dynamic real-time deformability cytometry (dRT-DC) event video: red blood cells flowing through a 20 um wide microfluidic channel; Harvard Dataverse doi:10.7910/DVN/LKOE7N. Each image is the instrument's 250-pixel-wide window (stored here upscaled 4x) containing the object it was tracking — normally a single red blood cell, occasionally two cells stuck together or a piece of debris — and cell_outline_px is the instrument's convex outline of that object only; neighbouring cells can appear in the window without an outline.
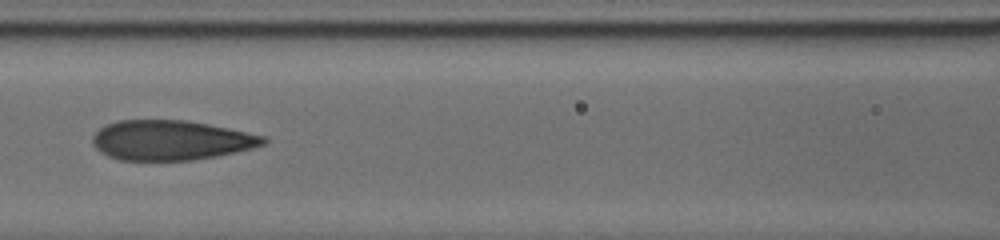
{"species": "human", "species_latin": "Homo sapiens", "temperature_condition": "cold", "stored_images_in_passage": 21, "camera_frame_rate_fps": 3000, "um_per_image_px": 0.085, "donor": {"sex": "male"}, "frame": {"image": 1, "passage_image": 15, "time_ms": 2.667, "image_size_px": [1000, 240], "cell_outline_px": [[268, 140], [264, 144], [252, 148], [216, 156], [192, 160], [120, 160], [108, 156], [100, 152], [92, 144], [92, 136], [104, 124], [120, 120], [184, 120], [208, 124], [268, 136]], "centroid_in_image_um": [14.51, 11.91], "position_along_channel_um": 152.1, "area_um2": 39.71}}
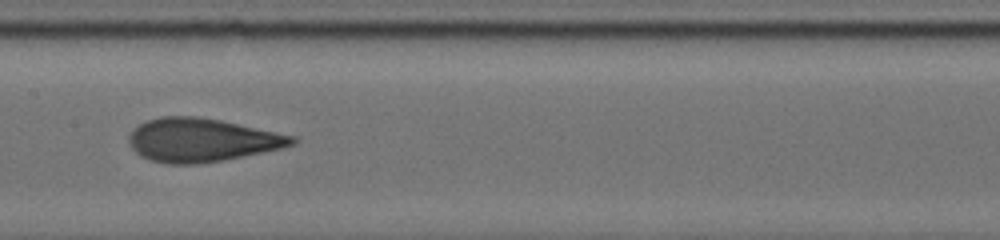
{"frame": {"image": 2, "passage_image": 20, "time_ms": 3.667, "image_size_px": [1000, 240], "cell_outline_px": [[296, 144], [284, 148], [224, 160], [200, 164], [168, 164], [152, 160], [140, 156], [132, 148], [128, 140], [128, 136], [140, 124], [148, 120], [160, 116], [200, 116], [220, 120], [296, 136]], "centroid_in_image_um": [17.17, 11.91], "position_along_channel_um": 190.2, "area_um2": 41.38}}